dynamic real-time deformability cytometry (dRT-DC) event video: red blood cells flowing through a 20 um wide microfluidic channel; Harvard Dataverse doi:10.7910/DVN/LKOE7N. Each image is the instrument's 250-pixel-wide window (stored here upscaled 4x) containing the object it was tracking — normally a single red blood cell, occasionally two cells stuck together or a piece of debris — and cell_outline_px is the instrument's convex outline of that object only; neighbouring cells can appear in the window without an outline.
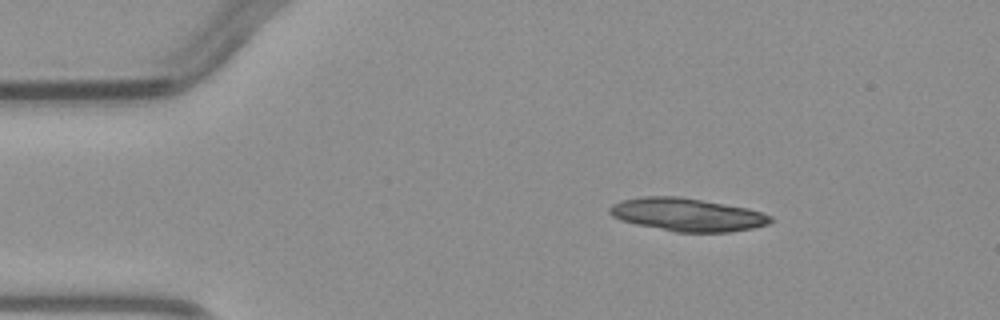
{"species": "common noctule bat (a hibernating species)", "species_latin": "Nyctalus noctula", "temperature_condition": "warm", "stored_images_in_passage": 3, "camera_frame_rate_fps": 3000, "um_per_image_px": 0.085, "animal": {"sex": "male", "body_mass_g": 23.1, "forearm_length_mm": 52.7}, "frame": {"image": 1, "passage_image": 1, "time_ms": 0.0, "image_size_px": [1000, 320], "cell_outline_px": [[772, 220], [768, 224], [752, 228], [732, 232], [676, 232], [636, 224], [620, 220], [612, 216], [608, 212], [608, 208], [612, 204], [624, 200], [640, 196], [680, 196], [748, 208], [772, 216]], "centroid_in_image_um": [58.39, 18.24], "position_along_channel_um": 26.6, "area_um2": 30.98}}
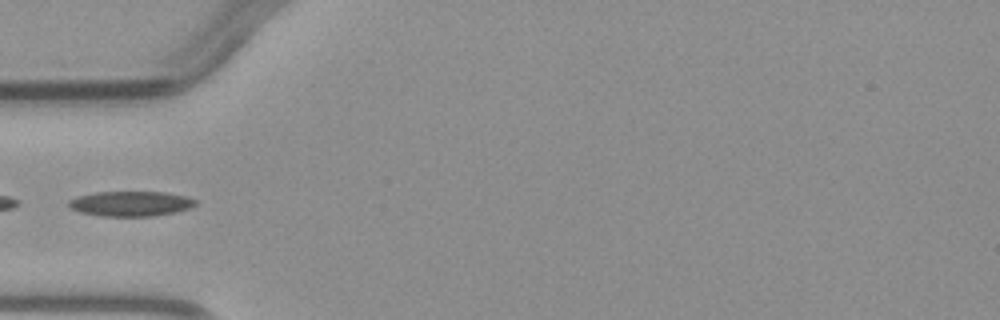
{"frame": {"image": 2, "passage_image": 3, "time_ms": 2.667, "image_size_px": [1000, 320], "cell_outline_px": [[196, 204], [188, 208], [176, 212], [152, 216], [104, 216], [80, 212], [72, 208], [68, 204], [68, 200], [76, 196], [96, 192], [168, 192], [188, 196], [196, 200]], "centroid_in_image_um": [11.12, 17.3], "position_along_channel_um": 73.9, "area_um2": 18.5}}